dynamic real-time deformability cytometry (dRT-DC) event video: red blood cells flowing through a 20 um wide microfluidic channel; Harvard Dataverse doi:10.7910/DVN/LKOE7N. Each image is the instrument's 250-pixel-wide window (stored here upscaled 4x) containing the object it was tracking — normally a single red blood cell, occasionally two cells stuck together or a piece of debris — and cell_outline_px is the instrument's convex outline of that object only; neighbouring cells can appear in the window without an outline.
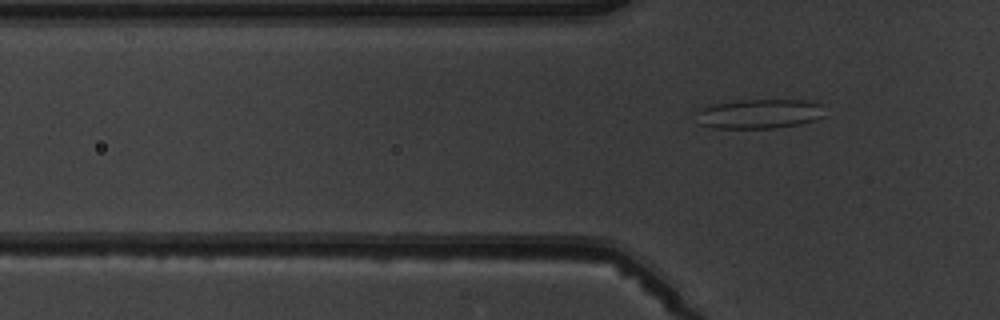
{"species": "common noctule bat (a hibernating species)", "species_latin": "Nyctalus noctula", "temperature_condition": "warm", "stored_images_in_passage": 6, "segment_of_instrument_passage": [2, 2], "camera_frame_rate_fps": 3000, "um_per_image_px": 0.085, "animal": {"sex": "male", "body_mass_g": 19.5, "forearm_length_mm": 54.6}, "frame": {"image": 1, "passage_image": 6, "time_ms": 6.667, "image_size_px": [1000, 320], "cell_outline_px": [[824, 116], [800, 124], [772, 128], [712, 128], [700, 124], [696, 112], [700, 108], [708, 104], [740, 100], [804, 100], [820, 104]], "centroid_in_image_um": [64.47, 9.67], "position_along_channel_um": 61.3, "area_um2": 22.02}}